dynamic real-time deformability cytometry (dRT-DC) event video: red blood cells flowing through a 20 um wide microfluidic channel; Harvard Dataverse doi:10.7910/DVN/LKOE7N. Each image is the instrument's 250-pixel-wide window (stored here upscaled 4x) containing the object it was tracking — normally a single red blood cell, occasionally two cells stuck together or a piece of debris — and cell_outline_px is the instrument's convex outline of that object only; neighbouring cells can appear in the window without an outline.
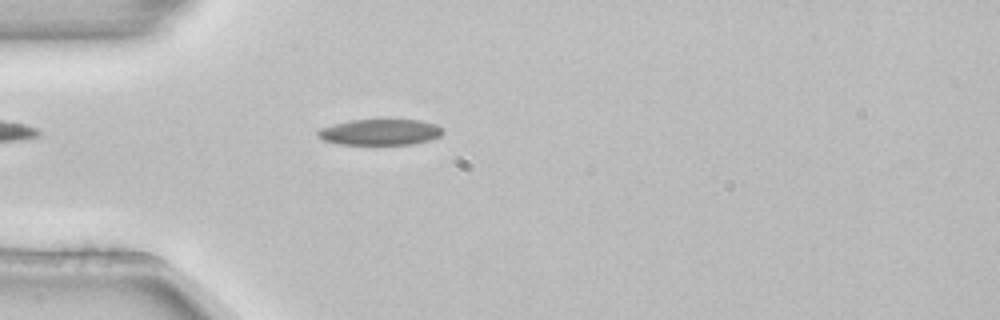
{"species": "common noctule bat (a hibernating species)", "species_latin": "Nyctalus noctula", "temperature_condition": "room temperature", "stored_images_in_passage": 3, "camera_frame_rate_fps": 3000, "um_per_image_px": 0.085, "animal": {"sex": "female", "body_mass_g": 22.7, "forearm_length_mm": 54.2}, "frame": {"image": 1, "passage_image": 3, "time_ms": 0.667, "image_size_px": [1000, 320], "cell_outline_px": [[444, 132], [440, 136], [428, 140], [412, 144], [336, 144], [324, 140], [316, 136], [316, 132], [320, 128], [352, 120], [380, 116], [384, 116], [420, 120], [436, 124], [444, 128]], "centroid_in_image_um": [32.34, 11.17], "position_along_channel_um": 52.7, "area_um2": 19.88}}